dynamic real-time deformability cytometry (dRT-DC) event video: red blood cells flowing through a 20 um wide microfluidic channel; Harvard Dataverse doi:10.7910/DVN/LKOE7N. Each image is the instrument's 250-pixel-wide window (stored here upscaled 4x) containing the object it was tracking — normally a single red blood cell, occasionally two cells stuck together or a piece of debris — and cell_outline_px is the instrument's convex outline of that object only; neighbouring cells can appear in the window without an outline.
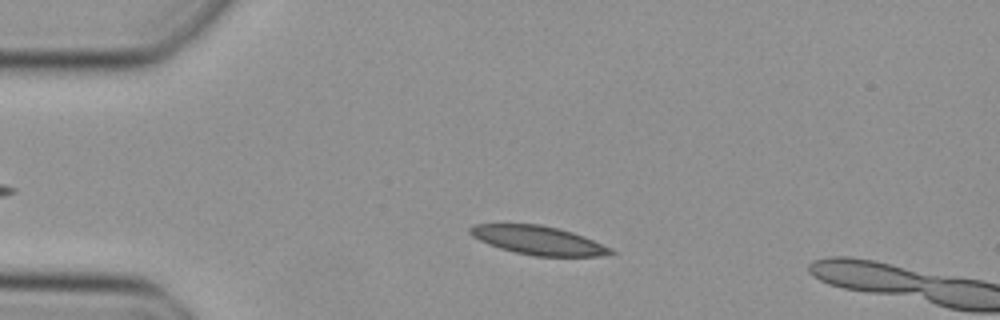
{"species": "Egyptian fruit bat (a non-hibernating species)", "species_latin": "Rousettus aegyptiacus", "temperature_condition": "cold", "stored_images_in_passage": 11, "camera_frame_rate_fps": 3000, "um_per_image_px": 0.085, "animal": {"sex": "female"}, "frame": {"image": 1, "passage_image": 8, "time_ms": 2.333, "image_size_px": [1000, 320], "cell_outline_px": [[616, 252], [600, 256], [536, 256], [516, 252], [500, 248], [488, 244], [472, 236], [468, 232], [468, 228], [472, 224], [540, 224], [572, 232], [584, 236], [612, 248]], "centroid_in_image_um": [45.74, 20.42], "position_along_channel_um": 39.3, "area_um2": 23.41}}